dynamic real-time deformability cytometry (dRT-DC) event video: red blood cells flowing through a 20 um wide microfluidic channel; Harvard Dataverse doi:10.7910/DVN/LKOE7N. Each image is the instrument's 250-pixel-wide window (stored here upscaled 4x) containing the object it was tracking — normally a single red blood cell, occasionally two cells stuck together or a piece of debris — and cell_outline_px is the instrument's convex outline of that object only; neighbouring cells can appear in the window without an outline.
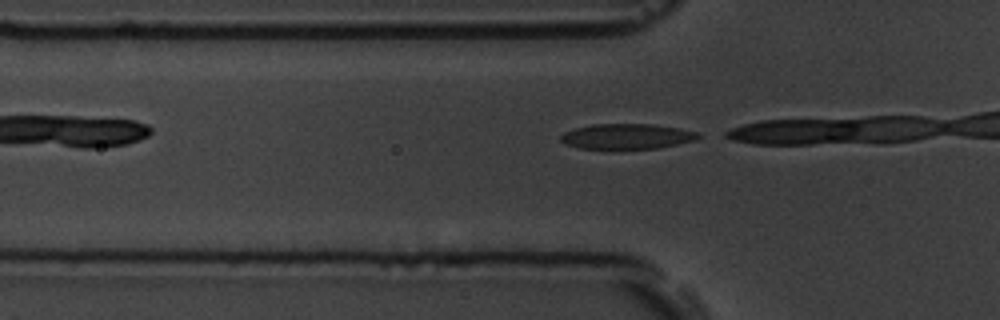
{"species": "common noctule bat (a hibernating species)", "species_latin": "Nyctalus noctula", "temperature_condition": "room temperature", "stored_images_in_passage": 5, "camera_frame_rate_fps": 3000, "um_per_image_px": 0.085, "animal": {"sex": "male", "body_mass_g": 19.5, "forearm_length_mm": 54.6}, "frame": {"image": 1, "passage_image": 3, "time_ms": 2.333, "image_size_px": [1000, 320], "cell_outline_px": [[700, 136], [696, 140], [656, 148], [612, 152], [580, 148], [564, 144], [560, 140], [560, 136], [564, 132], [576, 128], [592, 124], [652, 124], [680, 128], [696, 132]], "centroid_in_image_um": [53.21, 11.64], "position_along_channel_um": 72.6, "area_um2": 21.1}}